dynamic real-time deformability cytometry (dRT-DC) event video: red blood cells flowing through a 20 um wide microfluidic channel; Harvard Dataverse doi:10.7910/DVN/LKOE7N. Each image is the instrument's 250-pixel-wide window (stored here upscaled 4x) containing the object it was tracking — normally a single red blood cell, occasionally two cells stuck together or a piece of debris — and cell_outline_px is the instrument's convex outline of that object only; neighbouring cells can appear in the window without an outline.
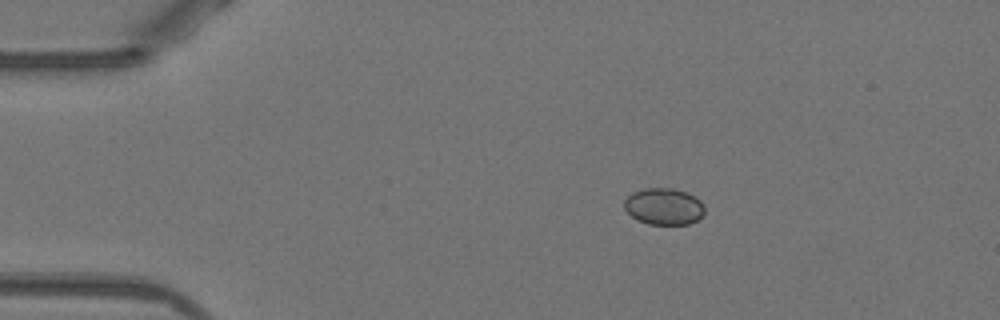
{"species": "Egyptian fruit bat (a non-hibernating species)", "species_latin": "Rousettus aegyptiacus", "temperature_condition": "warm", "stored_images_in_passage": 37, "camera_frame_rate_fps": 3000, "um_per_image_px": 0.085, "animal": {"sex": "female"}, "frame": {"image": 1, "passage_image": 1, "time_ms": 0.0, "image_size_px": [1000, 320], "cell_outline_px": [[704, 216], [700, 220], [688, 224], [648, 224], [632, 216], [624, 208], [624, 200], [632, 192], [644, 188], [672, 188], [688, 192], [696, 196], [704, 204]], "centroid_in_image_um": [56.48, 17.54], "position_along_channel_um": 28.5, "area_um2": 17.4}}
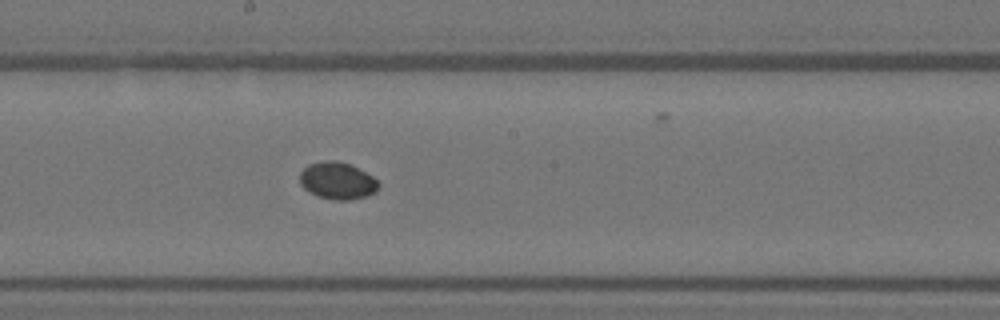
{"frame": {"image": 2, "passage_image": 20, "time_ms": 6.333, "image_size_px": [1000, 320], "cell_outline_px": [[380, 188], [376, 192], [368, 196], [348, 200], [336, 200], [316, 196], [308, 192], [300, 184], [300, 172], [308, 164], [328, 160], [336, 160], [352, 164], [372, 176], [380, 184]], "centroid_in_image_um": [28.69, 15.36], "position_along_channel_um": 219.5, "area_um2": 17.28}}
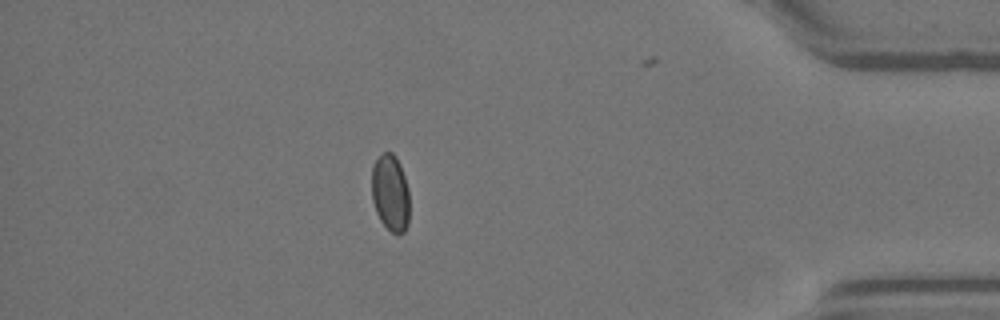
{"frame": {"image": 3, "passage_image": 37, "time_ms": 12.0, "image_size_px": [1000, 320], "cell_outline_px": [[408, 224], [404, 232], [392, 232], [380, 220], [376, 212], [372, 200], [372, 164], [384, 152], [392, 152], [396, 156], [400, 164], [408, 188]], "centroid_in_image_um": [33.17, 16.36], "position_along_channel_um": 402.0, "area_um2": 16.76}}